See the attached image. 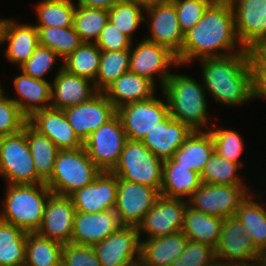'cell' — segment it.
Masks as SVG:
<instances>
[{
  "mask_svg": "<svg viewBox=\"0 0 266 266\" xmlns=\"http://www.w3.org/2000/svg\"><path fill=\"white\" fill-rule=\"evenodd\" d=\"M36 28L38 29L39 44L53 50L61 58V61L83 44L74 26Z\"/></svg>",
  "mask_w": 266,
  "mask_h": 266,
  "instance_id": "obj_36",
  "label": "cell"
},
{
  "mask_svg": "<svg viewBox=\"0 0 266 266\" xmlns=\"http://www.w3.org/2000/svg\"><path fill=\"white\" fill-rule=\"evenodd\" d=\"M217 266H259V265L254 260H252L249 262H238V263H218Z\"/></svg>",
  "mask_w": 266,
  "mask_h": 266,
  "instance_id": "obj_54",
  "label": "cell"
},
{
  "mask_svg": "<svg viewBox=\"0 0 266 266\" xmlns=\"http://www.w3.org/2000/svg\"><path fill=\"white\" fill-rule=\"evenodd\" d=\"M35 7L38 20L35 27L73 26L76 5L72 0H42Z\"/></svg>",
  "mask_w": 266,
  "mask_h": 266,
  "instance_id": "obj_38",
  "label": "cell"
},
{
  "mask_svg": "<svg viewBox=\"0 0 266 266\" xmlns=\"http://www.w3.org/2000/svg\"><path fill=\"white\" fill-rule=\"evenodd\" d=\"M238 169H241L239 164L222 158L214 152L200 174L201 182L216 185L248 186L243 183L240 174H236Z\"/></svg>",
  "mask_w": 266,
  "mask_h": 266,
  "instance_id": "obj_41",
  "label": "cell"
},
{
  "mask_svg": "<svg viewBox=\"0 0 266 266\" xmlns=\"http://www.w3.org/2000/svg\"><path fill=\"white\" fill-rule=\"evenodd\" d=\"M145 9L134 0H120L108 10V21L132 41L134 32L141 23H145L143 16Z\"/></svg>",
  "mask_w": 266,
  "mask_h": 266,
  "instance_id": "obj_42",
  "label": "cell"
},
{
  "mask_svg": "<svg viewBox=\"0 0 266 266\" xmlns=\"http://www.w3.org/2000/svg\"><path fill=\"white\" fill-rule=\"evenodd\" d=\"M130 49L102 51L99 70L93 81L98 92H103L119 76L129 71Z\"/></svg>",
  "mask_w": 266,
  "mask_h": 266,
  "instance_id": "obj_40",
  "label": "cell"
},
{
  "mask_svg": "<svg viewBox=\"0 0 266 266\" xmlns=\"http://www.w3.org/2000/svg\"><path fill=\"white\" fill-rule=\"evenodd\" d=\"M136 47L130 49L129 71L139 76L148 78L156 85L160 83V89L163 88L167 78L172 72H169L171 66L179 67L177 57L168 48L157 45L142 39ZM157 75V77H156ZM159 75V77H158ZM156 78H155V77Z\"/></svg>",
  "mask_w": 266,
  "mask_h": 266,
  "instance_id": "obj_10",
  "label": "cell"
},
{
  "mask_svg": "<svg viewBox=\"0 0 266 266\" xmlns=\"http://www.w3.org/2000/svg\"><path fill=\"white\" fill-rule=\"evenodd\" d=\"M202 184L200 174L188 167L178 166L173 159L163 161L160 195L188 200Z\"/></svg>",
  "mask_w": 266,
  "mask_h": 266,
  "instance_id": "obj_29",
  "label": "cell"
},
{
  "mask_svg": "<svg viewBox=\"0 0 266 266\" xmlns=\"http://www.w3.org/2000/svg\"><path fill=\"white\" fill-rule=\"evenodd\" d=\"M7 43L6 59L20 67L34 53L39 45L38 29L31 24H20L15 19H2L0 46Z\"/></svg>",
  "mask_w": 266,
  "mask_h": 266,
  "instance_id": "obj_21",
  "label": "cell"
},
{
  "mask_svg": "<svg viewBox=\"0 0 266 266\" xmlns=\"http://www.w3.org/2000/svg\"><path fill=\"white\" fill-rule=\"evenodd\" d=\"M159 195L155 188L117 177V201L114 211L120 223L138 227Z\"/></svg>",
  "mask_w": 266,
  "mask_h": 266,
  "instance_id": "obj_14",
  "label": "cell"
},
{
  "mask_svg": "<svg viewBox=\"0 0 266 266\" xmlns=\"http://www.w3.org/2000/svg\"><path fill=\"white\" fill-rule=\"evenodd\" d=\"M200 62L204 88L215 102L232 107L256 98L247 50Z\"/></svg>",
  "mask_w": 266,
  "mask_h": 266,
  "instance_id": "obj_2",
  "label": "cell"
},
{
  "mask_svg": "<svg viewBox=\"0 0 266 266\" xmlns=\"http://www.w3.org/2000/svg\"><path fill=\"white\" fill-rule=\"evenodd\" d=\"M121 226L114 210L96 213L76 211L71 243L93 246L112 235Z\"/></svg>",
  "mask_w": 266,
  "mask_h": 266,
  "instance_id": "obj_22",
  "label": "cell"
},
{
  "mask_svg": "<svg viewBox=\"0 0 266 266\" xmlns=\"http://www.w3.org/2000/svg\"><path fill=\"white\" fill-rule=\"evenodd\" d=\"M156 86L148 78L128 71L111 83L103 93L118 109L128 103L151 99L156 95Z\"/></svg>",
  "mask_w": 266,
  "mask_h": 266,
  "instance_id": "obj_27",
  "label": "cell"
},
{
  "mask_svg": "<svg viewBox=\"0 0 266 266\" xmlns=\"http://www.w3.org/2000/svg\"><path fill=\"white\" fill-rule=\"evenodd\" d=\"M145 24L150 35L144 39L168 48L176 56L181 52L184 34L180 29L176 8L172 1L150 7L145 11ZM148 21V23H147Z\"/></svg>",
  "mask_w": 266,
  "mask_h": 266,
  "instance_id": "obj_16",
  "label": "cell"
},
{
  "mask_svg": "<svg viewBox=\"0 0 266 266\" xmlns=\"http://www.w3.org/2000/svg\"><path fill=\"white\" fill-rule=\"evenodd\" d=\"M254 261L259 266H266V245L257 249Z\"/></svg>",
  "mask_w": 266,
  "mask_h": 266,
  "instance_id": "obj_53",
  "label": "cell"
},
{
  "mask_svg": "<svg viewBox=\"0 0 266 266\" xmlns=\"http://www.w3.org/2000/svg\"><path fill=\"white\" fill-rule=\"evenodd\" d=\"M51 194L45 183L8 184L0 220L28 233H36L42 224L45 205Z\"/></svg>",
  "mask_w": 266,
  "mask_h": 266,
  "instance_id": "obj_4",
  "label": "cell"
},
{
  "mask_svg": "<svg viewBox=\"0 0 266 266\" xmlns=\"http://www.w3.org/2000/svg\"><path fill=\"white\" fill-rule=\"evenodd\" d=\"M256 98L266 99V40L247 49Z\"/></svg>",
  "mask_w": 266,
  "mask_h": 266,
  "instance_id": "obj_45",
  "label": "cell"
},
{
  "mask_svg": "<svg viewBox=\"0 0 266 266\" xmlns=\"http://www.w3.org/2000/svg\"><path fill=\"white\" fill-rule=\"evenodd\" d=\"M223 220L220 217L197 211L187 205L182 232L189 240L209 245L215 249L219 241Z\"/></svg>",
  "mask_w": 266,
  "mask_h": 266,
  "instance_id": "obj_31",
  "label": "cell"
},
{
  "mask_svg": "<svg viewBox=\"0 0 266 266\" xmlns=\"http://www.w3.org/2000/svg\"><path fill=\"white\" fill-rule=\"evenodd\" d=\"M217 264L214 248L188 240L185 251L169 266H217Z\"/></svg>",
  "mask_w": 266,
  "mask_h": 266,
  "instance_id": "obj_44",
  "label": "cell"
},
{
  "mask_svg": "<svg viewBox=\"0 0 266 266\" xmlns=\"http://www.w3.org/2000/svg\"><path fill=\"white\" fill-rule=\"evenodd\" d=\"M187 205V200L159 195L138 225L139 235L146 233L151 239L182 231Z\"/></svg>",
  "mask_w": 266,
  "mask_h": 266,
  "instance_id": "obj_13",
  "label": "cell"
},
{
  "mask_svg": "<svg viewBox=\"0 0 266 266\" xmlns=\"http://www.w3.org/2000/svg\"><path fill=\"white\" fill-rule=\"evenodd\" d=\"M58 57L53 50L39 44L31 57L20 66V70L30 77L47 81L45 75L55 65Z\"/></svg>",
  "mask_w": 266,
  "mask_h": 266,
  "instance_id": "obj_46",
  "label": "cell"
},
{
  "mask_svg": "<svg viewBox=\"0 0 266 266\" xmlns=\"http://www.w3.org/2000/svg\"><path fill=\"white\" fill-rule=\"evenodd\" d=\"M75 208L69 196L51 194L37 234L62 244L71 243Z\"/></svg>",
  "mask_w": 266,
  "mask_h": 266,
  "instance_id": "obj_20",
  "label": "cell"
},
{
  "mask_svg": "<svg viewBox=\"0 0 266 266\" xmlns=\"http://www.w3.org/2000/svg\"><path fill=\"white\" fill-rule=\"evenodd\" d=\"M243 50L236 36L231 3L214 0L202 19L184 34L182 50L176 57L179 66H184L196 59L224 57Z\"/></svg>",
  "mask_w": 266,
  "mask_h": 266,
  "instance_id": "obj_1",
  "label": "cell"
},
{
  "mask_svg": "<svg viewBox=\"0 0 266 266\" xmlns=\"http://www.w3.org/2000/svg\"><path fill=\"white\" fill-rule=\"evenodd\" d=\"M40 134L47 136L60 150L83 146L70 126L63 110L47 108L35 112L27 121Z\"/></svg>",
  "mask_w": 266,
  "mask_h": 266,
  "instance_id": "obj_24",
  "label": "cell"
},
{
  "mask_svg": "<svg viewBox=\"0 0 266 266\" xmlns=\"http://www.w3.org/2000/svg\"><path fill=\"white\" fill-rule=\"evenodd\" d=\"M251 192L247 186L202 183L187 202L197 211L225 219L235 216L240 204Z\"/></svg>",
  "mask_w": 266,
  "mask_h": 266,
  "instance_id": "obj_9",
  "label": "cell"
},
{
  "mask_svg": "<svg viewBox=\"0 0 266 266\" xmlns=\"http://www.w3.org/2000/svg\"><path fill=\"white\" fill-rule=\"evenodd\" d=\"M111 172L119 179L147 185L160 192L163 160L156 157L141 141L127 140L118 164Z\"/></svg>",
  "mask_w": 266,
  "mask_h": 266,
  "instance_id": "obj_6",
  "label": "cell"
},
{
  "mask_svg": "<svg viewBox=\"0 0 266 266\" xmlns=\"http://www.w3.org/2000/svg\"><path fill=\"white\" fill-rule=\"evenodd\" d=\"M214 0H172L176 8L179 26L183 34L192 29Z\"/></svg>",
  "mask_w": 266,
  "mask_h": 266,
  "instance_id": "obj_47",
  "label": "cell"
},
{
  "mask_svg": "<svg viewBox=\"0 0 266 266\" xmlns=\"http://www.w3.org/2000/svg\"><path fill=\"white\" fill-rule=\"evenodd\" d=\"M188 240L182 231L163 237L142 238L139 266H169L185 251Z\"/></svg>",
  "mask_w": 266,
  "mask_h": 266,
  "instance_id": "obj_26",
  "label": "cell"
},
{
  "mask_svg": "<svg viewBox=\"0 0 266 266\" xmlns=\"http://www.w3.org/2000/svg\"><path fill=\"white\" fill-rule=\"evenodd\" d=\"M62 263L64 266H101L92 246L63 244Z\"/></svg>",
  "mask_w": 266,
  "mask_h": 266,
  "instance_id": "obj_49",
  "label": "cell"
},
{
  "mask_svg": "<svg viewBox=\"0 0 266 266\" xmlns=\"http://www.w3.org/2000/svg\"><path fill=\"white\" fill-rule=\"evenodd\" d=\"M214 153V143L210 131H193L173 155L178 166L188 167L201 174Z\"/></svg>",
  "mask_w": 266,
  "mask_h": 266,
  "instance_id": "obj_30",
  "label": "cell"
},
{
  "mask_svg": "<svg viewBox=\"0 0 266 266\" xmlns=\"http://www.w3.org/2000/svg\"><path fill=\"white\" fill-rule=\"evenodd\" d=\"M97 93L92 80L70 74L61 66L51 83V108L63 110L86 102Z\"/></svg>",
  "mask_w": 266,
  "mask_h": 266,
  "instance_id": "obj_23",
  "label": "cell"
},
{
  "mask_svg": "<svg viewBox=\"0 0 266 266\" xmlns=\"http://www.w3.org/2000/svg\"><path fill=\"white\" fill-rule=\"evenodd\" d=\"M27 137L37 176L46 183L52 176L55 159L60 151L47 136L40 134L28 122L22 129Z\"/></svg>",
  "mask_w": 266,
  "mask_h": 266,
  "instance_id": "obj_32",
  "label": "cell"
},
{
  "mask_svg": "<svg viewBox=\"0 0 266 266\" xmlns=\"http://www.w3.org/2000/svg\"><path fill=\"white\" fill-rule=\"evenodd\" d=\"M75 211L96 213L114 210L117 201V176L102 171L95 180L70 196Z\"/></svg>",
  "mask_w": 266,
  "mask_h": 266,
  "instance_id": "obj_19",
  "label": "cell"
},
{
  "mask_svg": "<svg viewBox=\"0 0 266 266\" xmlns=\"http://www.w3.org/2000/svg\"><path fill=\"white\" fill-rule=\"evenodd\" d=\"M234 12L235 32L247 50L266 40V0H229Z\"/></svg>",
  "mask_w": 266,
  "mask_h": 266,
  "instance_id": "obj_17",
  "label": "cell"
},
{
  "mask_svg": "<svg viewBox=\"0 0 266 266\" xmlns=\"http://www.w3.org/2000/svg\"><path fill=\"white\" fill-rule=\"evenodd\" d=\"M4 92V89H2V84L0 83V95Z\"/></svg>",
  "mask_w": 266,
  "mask_h": 266,
  "instance_id": "obj_55",
  "label": "cell"
},
{
  "mask_svg": "<svg viewBox=\"0 0 266 266\" xmlns=\"http://www.w3.org/2000/svg\"><path fill=\"white\" fill-rule=\"evenodd\" d=\"M134 1H136L141 7H143L146 10L150 7L158 6L160 4L167 3L172 0H134Z\"/></svg>",
  "mask_w": 266,
  "mask_h": 266,
  "instance_id": "obj_52",
  "label": "cell"
},
{
  "mask_svg": "<svg viewBox=\"0 0 266 266\" xmlns=\"http://www.w3.org/2000/svg\"><path fill=\"white\" fill-rule=\"evenodd\" d=\"M102 51L96 43L83 42V44L62 61L63 69L68 73L96 79Z\"/></svg>",
  "mask_w": 266,
  "mask_h": 266,
  "instance_id": "obj_37",
  "label": "cell"
},
{
  "mask_svg": "<svg viewBox=\"0 0 266 266\" xmlns=\"http://www.w3.org/2000/svg\"><path fill=\"white\" fill-rule=\"evenodd\" d=\"M95 43L101 51H120L131 49L133 41L108 21Z\"/></svg>",
  "mask_w": 266,
  "mask_h": 266,
  "instance_id": "obj_50",
  "label": "cell"
},
{
  "mask_svg": "<svg viewBox=\"0 0 266 266\" xmlns=\"http://www.w3.org/2000/svg\"><path fill=\"white\" fill-rule=\"evenodd\" d=\"M209 131L213 138L214 152L242 167L243 164L239 159L245 146L242 136L234 130L222 129L219 126L216 129L211 127Z\"/></svg>",
  "mask_w": 266,
  "mask_h": 266,
  "instance_id": "obj_43",
  "label": "cell"
},
{
  "mask_svg": "<svg viewBox=\"0 0 266 266\" xmlns=\"http://www.w3.org/2000/svg\"><path fill=\"white\" fill-rule=\"evenodd\" d=\"M63 111L82 142L117 114V109L103 92H98L90 100L67 107Z\"/></svg>",
  "mask_w": 266,
  "mask_h": 266,
  "instance_id": "obj_15",
  "label": "cell"
},
{
  "mask_svg": "<svg viewBox=\"0 0 266 266\" xmlns=\"http://www.w3.org/2000/svg\"><path fill=\"white\" fill-rule=\"evenodd\" d=\"M76 6H86L95 8L111 9L120 0H76Z\"/></svg>",
  "mask_w": 266,
  "mask_h": 266,
  "instance_id": "obj_51",
  "label": "cell"
},
{
  "mask_svg": "<svg viewBox=\"0 0 266 266\" xmlns=\"http://www.w3.org/2000/svg\"><path fill=\"white\" fill-rule=\"evenodd\" d=\"M157 96L141 102L128 103L117 109L128 140L142 141L147 132L169 115V107Z\"/></svg>",
  "mask_w": 266,
  "mask_h": 266,
  "instance_id": "obj_11",
  "label": "cell"
},
{
  "mask_svg": "<svg viewBox=\"0 0 266 266\" xmlns=\"http://www.w3.org/2000/svg\"><path fill=\"white\" fill-rule=\"evenodd\" d=\"M13 84L18 98H11L20 112L29 119L35 112L51 107V83L35 79L21 71Z\"/></svg>",
  "mask_w": 266,
  "mask_h": 266,
  "instance_id": "obj_28",
  "label": "cell"
},
{
  "mask_svg": "<svg viewBox=\"0 0 266 266\" xmlns=\"http://www.w3.org/2000/svg\"><path fill=\"white\" fill-rule=\"evenodd\" d=\"M63 244L44 238L37 233H28L24 266H55L62 263Z\"/></svg>",
  "mask_w": 266,
  "mask_h": 266,
  "instance_id": "obj_35",
  "label": "cell"
},
{
  "mask_svg": "<svg viewBox=\"0 0 266 266\" xmlns=\"http://www.w3.org/2000/svg\"><path fill=\"white\" fill-rule=\"evenodd\" d=\"M127 140L121 119L116 114L111 120L92 132L83 142V147L89 158L101 171L111 172L118 164Z\"/></svg>",
  "mask_w": 266,
  "mask_h": 266,
  "instance_id": "obj_8",
  "label": "cell"
},
{
  "mask_svg": "<svg viewBox=\"0 0 266 266\" xmlns=\"http://www.w3.org/2000/svg\"><path fill=\"white\" fill-rule=\"evenodd\" d=\"M257 249L245 227L235 216L223 220L215 248L217 263H238L254 260Z\"/></svg>",
  "mask_w": 266,
  "mask_h": 266,
  "instance_id": "obj_18",
  "label": "cell"
},
{
  "mask_svg": "<svg viewBox=\"0 0 266 266\" xmlns=\"http://www.w3.org/2000/svg\"><path fill=\"white\" fill-rule=\"evenodd\" d=\"M101 172L83 146L60 150L55 159L52 176L45 184L53 194L70 196L92 183Z\"/></svg>",
  "mask_w": 266,
  "mask_h": 266,
  "instance_id": "obj_5",
  "label": "cell"
},
{
  "mask_svg": "<svg viewBox=\"0 0 266 266\" xmlns=\"http://www.w3.org/2000/svg\"><path fill=\"white\" fill-rule=\"evenodd\" d=\"M27 121L17 104L3 92L0 95V137L20 132Z\"/></svg>",
  "mask_w": 266,
  "mask_h": 266,
  "instance_id": "obj_48",
  "label": "cell"
},
{
  "mask_svg": "<svg viewBox=\"0 0 266 266\" xmlns=\"http://www.w3.org/2000/svg\"><path fill=\"white\" fill-rule=\"evenodd\" d=\"M107 22V9L76 6L73 26L83 42L95 43Z\"/></svg>",
  "mask_w": 266,
  "mask_h": 266,
  "instance_id": "obj_39",
  "label": "cell"
},
{
  "mask_svg": "<svg viewBox=\"0 0 266 266\" xmlns=\"http://www.w3.org/2000/svg\"><path fill=\"white\" fill-rule=\"evenodd\" d=\"M255 193H250L240 204L235 217L245 227L246 233L256 249L266 245V206L254 201Z\"/></svg>",
  "mask_w": 266,
  "mask_h": 266,
  "instance_id": "obj_33",
  "label": "cell"
},
{
  "mask_svg": "<svg viewBox=\"0 0 266 266\" xmlns=\"http://www.w3.org/2000/svg\"><path fill=\"white\" fill-rule=\"evenodd\" d=\"M161 90L173 119L186 124L193 131H205L206 127L208 131L211 129L208 126L207 91L203 83L185 74L171 73Z\"/></svg>",
  "mask_w": 266,
  "mask_h": 266,
  "instance_id": "obj_3",
  "label": "cell"
},
{
  "mask_svg": "<svg viewBox=\"0 0 266 266\" xmlns=\"http://www.w3.org/2000/svg\"><path fill=\"white\" fill-rule=\"evenodd\" d=\"M192 132L193 130L189 126L168 115L151 131L147 132L141 142L156 157L164 161L173 157Z\"/></svg>",
  "mask_w": 266,
  "mask_h": 266,
  "instance_id": "obj_25",
  "label": "cell"
},
{
  "mask_svg": "<svg viewBox=\"0 0 266 266\" xmlns=\"http://www.w3.org/2000/svg\"><path fill=\"white\" fill-rule=\"evenodd\" d=\"M55 266H64V264H63V263H60V264H58V265H55Z\"/></svg>",
  "mask_w": 266,
  "mask_h": 266,
  "instance_id": "obj_56",
  "label": "cell"
},
{
  "mask_svg": "<svg viewBox=\"0 0 266 266\" xmlns=\"http://www.w3.org/2000/svg\"><path fill=\"white\" fill-rule=\"evenodd\" d=\"M0 176L7 184L44 183L37 176L29 143L23 130L0 137Z\"/></svg>",
  "mask_w": 266,
  "mask_h": 266,
  "instance_id": "obj_7",
  "label": "cell"
},
{
  "mask_svg": "<svg viewBox=\"0 0 266 266\" xmlns=\"http://www.w3.org/2000/svg\"><path fill=\"white\" fill-rule=\"evenodd\" d=\"M92 247L101 266L139 265L141 237L136 226L123 225Z\"/></svg>",
  "mask_w": 266,
  "mask_h": 266,
  "instance_id": "obj_12",
  "label": "cell"
},
{
  "mask_svg": "<svg viewBox=\"0 0 266 266\" xmlns=\"http://www.w3.org/2000/svg\"><path fill=\"white\" fill-rule=\"evenodd\" d=\"M28 232L0 220V266H24Z\"/></svg>",
  "mask_w": 266,
  "mask_h": 266,
  "instance_id": "obj_34",
  "label": "cell"
}]
</instances>
